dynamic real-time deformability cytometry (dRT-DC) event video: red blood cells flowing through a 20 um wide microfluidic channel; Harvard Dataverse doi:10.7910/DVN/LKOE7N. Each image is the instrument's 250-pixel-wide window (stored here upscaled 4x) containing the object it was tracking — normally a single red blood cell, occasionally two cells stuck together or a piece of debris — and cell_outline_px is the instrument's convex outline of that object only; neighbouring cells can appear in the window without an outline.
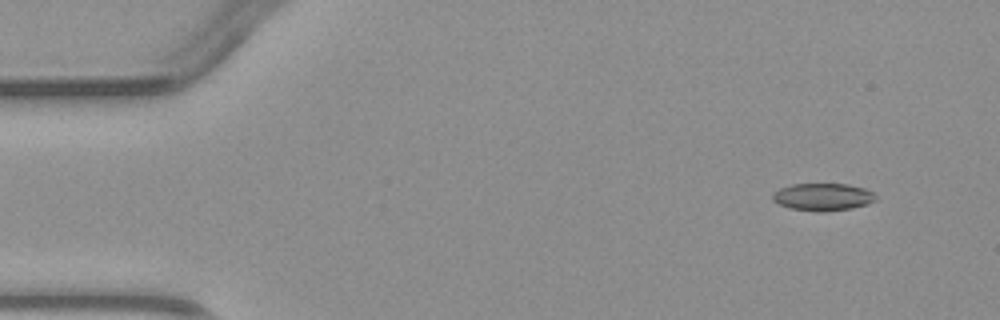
{"species": "common noctule bat (a hibernating species)", "species_latin": "Nyctalus noctula", "temperature_condition": "warm", "stored_images_in_passage": 5, "camera_frame_rate_fps": 3000, "um_per_image_px": 0.085, "animal": {"sex": "male", "body_mass_g": 23.1, "forearm_length_mm": 52.7}, "frame": {"image": 1, "passage_image": 1, "time_ms": 0.0, "image_size_px": [1000, 320], "cell_outline_px": [[876, 200], [868, 204], [852, 208], [828, 212], [820, 212], [788, 208], [772, 200], [772, 192], [780, 188], [792, 184], [848, 184], [864, 188], [872, 192], [876, 196]], "centroid_in_image_um": [69.93, 16.75], "position_along_channel_um": 15.1, "area_um2": 16.65}}
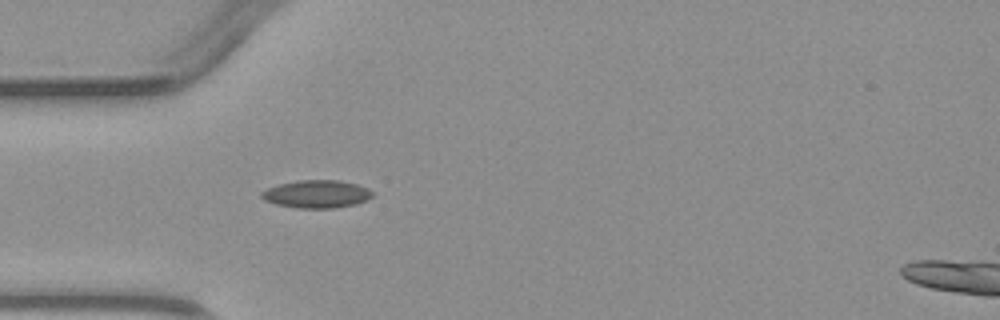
{"frame": {"image": 2, "passage_image": 4, "time_ms": 3.333, "image_size_px": [1000, 320], "cell_outline_px": [[372, 196], [368, 200], [356, 204], [336, 208], [296, 208], [276, 204], [264, 200], [260, 196], [260, 192], [268, 188], [280, 184], [296, 180], [340, 180], [356, 184], [368, 188], [372, 192]], "centroid_in_image_um": [26.91, 16.5], "position_along_channel_um": 58.1, "area_um2": 18.09}}